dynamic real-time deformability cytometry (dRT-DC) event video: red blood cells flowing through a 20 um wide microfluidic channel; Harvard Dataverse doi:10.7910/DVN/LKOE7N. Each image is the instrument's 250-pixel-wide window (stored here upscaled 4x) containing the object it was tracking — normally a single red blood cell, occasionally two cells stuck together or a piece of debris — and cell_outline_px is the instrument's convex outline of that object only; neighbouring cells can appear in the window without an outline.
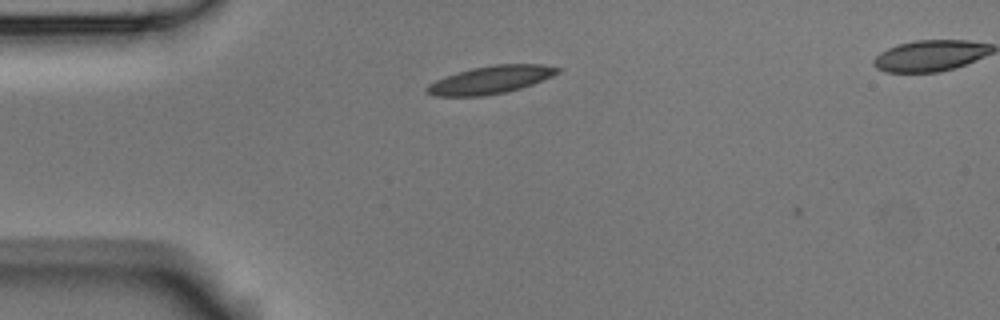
{"species": "Egyptian fruit bat (a non-hibernating species)", "species_latin": "Rousettus aegyptiacus", "temperature_condition": "room temperature", "stored_images_in_passage": 4, "camera_frame_rate_fps": 3000, "um_per_image_px": 0.085, "animal": {"sex": "male"}, "frame": {"image": 1, "passage_image": 3, "time_ms": 0.667, "image_size_px": [1000, 320], "cell_outline_px": [[560, 72], [552, 76], [532, 84], [520, 88], [504, 92], [484, 96], [436, 96], [428, 92], [424, 88], [428, 84], [436, 80], [472, 68], [492, 64], [544, 64], [560, 68]], "centroid_in_image_um": [41.72, 6.78], "position_along_channel_um": 43.3, "area_um2": 20.92}}